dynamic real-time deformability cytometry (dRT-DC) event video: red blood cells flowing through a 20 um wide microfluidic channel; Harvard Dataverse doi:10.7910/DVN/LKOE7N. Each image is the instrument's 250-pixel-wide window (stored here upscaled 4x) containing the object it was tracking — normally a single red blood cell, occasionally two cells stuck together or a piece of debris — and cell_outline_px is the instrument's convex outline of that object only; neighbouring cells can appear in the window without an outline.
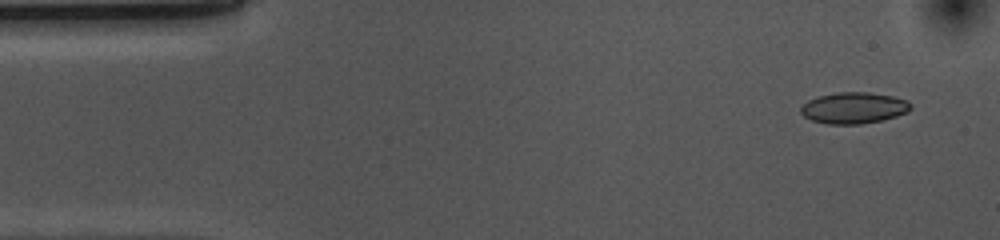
{"species": "common noctule bat (a hibernating species)", "species_latin": "Nyctalus noctula", "temperature_condition": "cold", "stored_images_in_passage": 50, "camera_frame_rate_fps": 3000, "um_per_image_px": 0.085, "animal": {"sex": "female", "body_mass_g": 10.0, "forearm_length_mm": 53.1}, "frame": {"image": 1, "passage_image": 1, "time_ms": 0.0, "image_size_px": [1000, 240], "cell_outline_px": [[912, 108], [908, 112], [896, 116], [880, 120], [860, 124], [828, 124], [812, 120], [804, 116], [800, 112], [800, 108], [808, 100], [816, 96], [836, 92], [868, 92], [892, 96], [908, 100], [912, 104]], "centroid_in_image_um": [72.58, 9.16], "position_along_channel_um": 12.4, "area_um2": 20.11}}
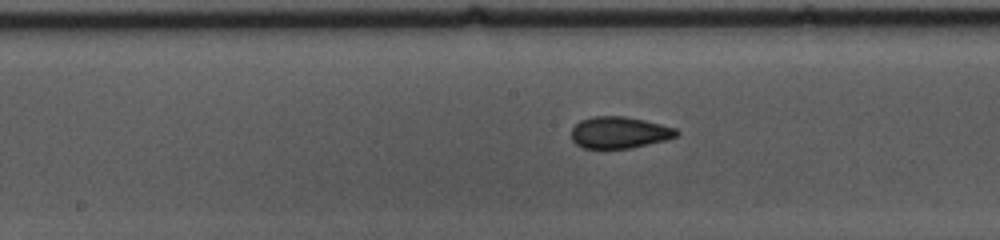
{"frame": {"image": 2, "passage_image": 23, "time_ms": 7.333, "image_size_px": [1000, 240], "cell_outline_px": [[680, 132], [676, 136], [664, 140], [632, 148], [584, 148], [576, 144], [572, 140], [572, 128], [580, 120], [592, 116], [624, 116], [644, 120], [676, 128]], "centroid_in_image_um": [52.63, 11.26], "position_along_channel_um": 195.6, "area_um2": 19.31}}
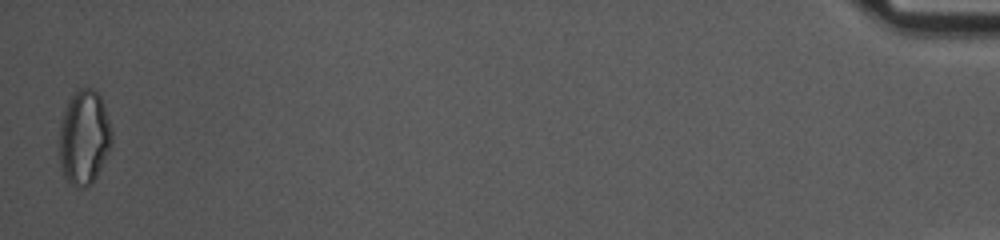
{"frame": {"image": 3, "passage_image": 50, "time_ms": 16.333, "image_size_px": [1000, 240], "cell_outline_px": [[112, 144], [92, 184], [84, 188], [76, 188], [68, 184], [64, 176], [60, 164], [60, 120], [68, 96], [80, 88], [92, 88], [100, 96], [112, 132]], "centroid_in_image_um": [7.12, 11.69], "position_along_channel_um": 428.1, "area_um2": 29.13}, "authors_computed_cell_mechanics": {"area_um2": 19.7965, "velocity_mm_per_s": 3.6918, "shape_relaxation_time_tau1_ms": 6.5662, "shape_relaxation_time_tau2_ms": 1.4975, "deformation_change_tau1": 0.1304, "deformation_change_tau2": 0.0615}}